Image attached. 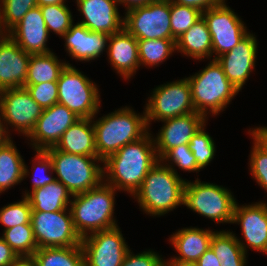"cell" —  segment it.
Listing matches in <instances>:
<instances>
[{"label": "cell", "mask_w": 267, "mask_h": 266, "mask_svg": "<svg viewBox=\"0 0 267 266\" xmlns=\"http://www.w3.org/2000/svg\"><path fill=\"white\" fill-rule=\"evenodd\" d=\"M128 143L103 161L104 182L131 197L141 187L149 170L160 161L153 135Z\"/></svg>", "instance_id": "cell-1"}, {"label": "cell", "mask_w": 267, "mask_h": 266, "mask_svg": "<svg viewBox=\"0 0 267 266\" xmlns=\"http://www.w3.org/2000/svg\"><path fill=\"white\" fill-rule=\"evenodd\" d=\"M142 114H137L133 108L125 106L107 115L104 114L96 121L94 116L92 123L97 157L104 161L123 146L144 137L150 130L145 108Z\"/></svg>", "instance_id": "cell-2"}, {"label": "cell", "mask_w": 267, "mask_h": 266, "mask_svg": "<svg viewBox=\"0 0 267 266\" xmlns=\"http://www.w3.org/2000/svg\"><path fill=\"white\" fill-rule=\"evenodd\" d=\"M185 182L186 179L158 161L149 170L133 198L146 214L160 217L183 205Z\"/></svg>", "instance_id": "cell-3"}, {"label": "cell", "mask_w": 267, "mask_h": 266, "mask_svg": "<svg viewBox=\"0 0 267 266\" xmlns=\"http://www.w3.org/2000/svg\"><path fill=\"white\" fill-rule=\"evenodd\" d=\"M116 189L104 181L96 188L73 195L69 209L80 237L118 226L114 217Z\"/></svg>", "instance_id": "cell-4"}, {"label": "cell", "mask_w": 267, "mask_h": 266, "mask_svg": "<svg viewBox=\"0 0 267 266\" xmlns=\"http://www.w3.org/2000/svg\"><path fill=\"white\" fill-rule=\"evenodd\" d=\"M191 88L193 106L197 113L218 115L239 93L228 80L216 59H210L205 68L187 77Z\"/></svg>", "instance_id": "cell-5"}, {"label": "cell", "mask_w": 267, "mask_h": 266, "mask_svg": "<svg viewBox=\"0 0 267 266\" xmlns=\"http://www.w3.org/2000/svg\"><path fill=\"white\" fill-rule=\"evenodd\" d=\"M45 151L53 161L56 180L65 185L72 196L96 188L104 181L103 161L97 156L71 154L55 147Z\"/></svg>", "instance_id": "cell-6"}, {"label": "cell", "mask_w": 267, "mask_h": 266, "mask_svg": "<svg viewBox=\"0 0 267 266\" xmlns=\"http://www.w3.org/2000/svg\"><path fill=\"white\" fill-rule=\"evenodd\" d=\"M236 199L227 188L198 178L185 182L183 205L217 224H232Z\"/></svg>", "instance_id": "cell-7"}, {"label": "cell", "mask_w": 267, "mask_h": 266, "mask_svg": "<svg viewBox=\"0 0 267 266\" xmlns=\"http://www.w3.org/2000/svg\"><path fill=\"white\" fill-rule=\"evenodd\" d=\"M58 102L79 118H93L101 108L97 84L74 66L67 65L57 81Z\"/></svg>", "instance_id": "cell-8"}, {"label": "cell", "mask_w": 267, "mask_h": 266, "mask_svg": "<svg viewBox=\"0 0 267 266\" xmlns=\"http://www.w3.org/2000/svg\"><path fill=\"white\" fill-rule=\"evenodd\" d=\"M151 94L144 107L148 128L152 121L159 122L196 112L187 78L159 85Z\"/></svg>", "instance_id": "cell-9"}, {"label": "cell", "mask_w": 267, "mask_h": 266, "mask_svg": "<svg viewBox=\"0 0 267 266\" xmlns=\"http://www.w3.org/2000/svg\"><path fill=\"white\" fill-rule=\"evenodd\" d=\"M31 225L37 248L70 247L81 245L70 209L41 212L31 211Z\"/></svg>", "instance_id": "cell-10"}, {"label": "cell", "mask_w": 267, "mask_h": 266, "mask_svg": "<svg viewBox=\"0 0 267 266\" xmlns=\"http://www.w3.org/2000/svg\"><path fill=\"white\" fill-rule=\"evenodd\" d=\"M123 18V28L136 39H174L167 0H156L128 10Z\"/></svg>", "instance_id": "cell-11"}, {"label": "cell", "mask_w": 267, "mask_h": 266, "mask_svg": "<svg viewBox=\"0 0 267 266\" xmlns=\"http://www.w3.org/2000/svg\"><path fill=\"white\" fill-rule=\"evenodd\" d=\"M0 110L7 134L10 136L11 126L25 137L32 132L43 112L24 87L0 91Z\"/></svg>", "instance_id": "cell-12"}, {"label": "cell", "mask_w": 267, "mask_h": 266, "mask_svg": "<svg viewBox=\"0 0 267 266\" xmlns=\"http://www.w3.org/2000/svg\"><path fill=\"white\" fill-rule=\"evenodd\" d=\"M223 0L219 5L202 12L212 38L216 59L233 49L248 33L244 22Z\"/></svg>", "instance_id": "cell-13"}, {"label": "cell", "mask_w": 267, "mask_h": 266, "mask_svg": "<svg viewBox=\"0 0 267 266\" xmlns=\"http://www.w3.org/2000/svg\"><path fill=\"white\" fill-rule=\"evenodd\" d=\"M85 266H121L130 247L119 226L82 237Z\"/></svg>", "instance_id": "cell-14"}, {"label": "cell", "mask_w": 267, "mask_h": 266, "mask_svg": "<svg viewBox=\"0 0 267 266\" xmlns=\"http://www.w3.org/2000/svg\"><path fill=\"white\" fill-rule=\"evenodd\" d=\"M232 223L240 224L245 243L238 237L237 240L246 254L251 248L267 255V203L259 201L242 206L236 203Z\"/></svg>", "instance_id": "cell-15"}, {"label": "cell", "mask_w": 267, "mask_h": 266, "mask_svg": "<svg viewBox=\"0 0 267 266\" xmlns=\"http://www.w3.org/2000/svg\"><path fill=\"white\" fill-rule=\"evenodd\" d=\"M80 118L66 106L59 103L43 109L32 132L27 137L34 151L46 150L61 139L62 134Z\"/></svg>", "instance_id": "cell-16"}, {"label": "cell", "mask_w": 267, "mask_h": 266, "mask_svg": "<svg viewBox=\"0 0 267 266\" xmlns=\"http://www.w3.org/2000/svg\"><path fill=\"white\" fill-rule=\"evenodd\" d=\"M254 35L249 32L233 49L216 58L238 91L242 90L256 66L258 43Z\"/></svg>", "instance_id": "cell-17"}, {"label": "cell", "mask_w": 267, "mask_h": 266, "mask_svg": "<svg viewBox=\"0 0 267 266\" xmlns=\"http://www.w3.org/2000/svg\"><path fill=\"white\" fill-rule=\"evenodd\" d=\"M206 121L207 118L197 112L161 121L164 124L156 137H153L158 158L171 148L189 145L192 136Z\"/></svg>", "instance_id": "cell-18"}, {"label": "cell", "mask_w": 267, "mask_h": 266, "mask_svg": "<svg viewBox=\"0 0 267 266\" xmlns=\"http://www.w3.org/2000/svg\"><path fill=\"white\" fill-rule=\"evenodd\" d=\"M30 57L8 34H0V91L25 85Z\"/></svg>", "instance_id": "cell-19"}, {"label": "cell", "mask_w": 267, "mask_h": 266, "mask_svg": "<svg viewBox=\"0 0 267 266\" xmlns=\"http://www.w3.org/2000/svg\"><path fill=\"white\" fill-rule=\"evenodd\" d=\"M76 3L82 15L78 23L89 30L111 35L123 29L124 18L118 11L117 0H76Z\"/></svg>", "instance_id": "cell-20"}, {"label": "cell", "mask_w": 267, "mask_h": 266, "mask_svg": "<svg viewBox=\"0 0 267 266\" xmlns=\"http://www.w3.org/2000/svg\"><path fill=\"white\" fill-rule=\"evenodd\" d=\"M7 34L30 55L51 52L47 46L50 34L39 6L30 9Z\"/></svg>", "instance_id": "cell-21"}, {"label": "cell", "mask_w": 267, "mask_h": 266, "mask_svg": "<svg viewBox=\"0 0 267 266\" xmlns=\"http://www.w3.org/2000/svg\"><path fill=\"white\" fill-rule=\"evenodd\" d=\"M110 35L91 31L80 23L72 24L71 28L62 36L65 41L67 54L78 61L89 62L107 52Z\"/></svg>", "instance_id": "cell-22"}, {"label": "cell", "mask_w": 267, "mask_h": 266, "mask_svg": "<svg viewBox=\"0 0 267 266\" xmlns=\"http://www.w3.org/2000/svg\"><path fill=\"white\" fill-rule=\"evenodd\" d=\"M107 56L110 65L125 81L132 78L140 68L138 41L124 28L110 35Z\"/></svg>", "instance_id": "cell-23"}, {"label": "cell", "mask_w": 267, "mask_h": 266, "mask_svg": "<svg viewBox=\"0 0 267 266\" xmlns=\"http://www.w3.org/2000/svg\"><path fill=\"white\" fill-rule=\"evenodd\" d=\"M215 231L198 227H186L179 229L171 237L169 242L178 252L164 262L196 263L200 256L210 247V241Z\"/></svg>", "instance_id": "cell-24"}, {"label": "cell", "mask_w": 267, "mask_h": 266, "mask_svg": "<svg viewBox=\"0 0 267 266\" xmlns=\"http://www.w3.org/2000/svg\"><path fill=\"white\" fill-rule=\"evenodd\" d=\"M55 148L76 155L97 156L92 118H80L71 125Z\"/></svg>", "instance_id": "cell-25"}, {"label": "cell", "mask_w": 267, "mask_h": 266, "mask_svg": "<svg viewBox=\"0 0 267 266\" xmlns=\"http://www.w3.org/2000/svg\"><path fill=\"white\" fill-rule=\"evenodd\" d=\"M32 211L55 212L69 208L72 194L60 181L55 180L32 191H23Z\"/></svg>", "instance_id": "cell-26"}, {"label": "cell", "mask_w": 267, "mask_h": 266, "mask_svg": "<svg viewBox=\"0 0 267 266\" xmlns=\"http://www.w3.org/2000/svg\"><path fill=\"white\" fill-rule=\"evenodd\" d=\"M176 51L194 60L212 58V38L203 17L176 40Z\"/></svg>", "instance_id": "cell-27"}, {"label": "cell", "mask_w": 267, "mask_h": 266, "mask_svg": "<svg viewBox=\"0 0 267 266\" xmlns=\"http://www.w3.org/2000/svg\"><path fill=\"white\" fill-rule=\"evenodd\" d=\"M26 165L12 138L0 145V194L30 175Z\"/></svg>", "instance_id": "cell-28"}, {"label": "cell", "mask_w": 267, "mask_h": 266, "mask_svg": "<svg viewBox=\"0 0 267 266\" xmlns=\"http://www.w3.org/2000/svg\"><path fill=\"white\" fill-rule=\"evenodd\" d=\"M54 52L31 55L25 85L57 82L64 68L72 64L58 59ZM62 61V62H61Z\"/></svg>", "instance_id": "cell-29"}, {"label": "cell", "mask_w": 267, "mask_h": 266, "mask_svg": "<svg viewBox=\"0 0 267 266\" xmlns=\"http://www.w3.org/2000/svg\"><path fill=\"white\" fill-rule=\"evenodd\" d=\"M31 258L35 266H85L81 245L38 248Z\"/></svg>", "instance_id": "cell-30"}, {"label": "cell", "mask_w": 267, "mask_h": 266, "mask_svg": "<svg viewBox=\"0 0 267 266\" xmlns=\"http://www.w3.org/2000/svg\"><path fill=\"white\" fill-rule=\"evenodd\" d=\"M140 66L155 67L176 52L175 39H137Z\"/></svg>", "instance_id": "cell-31"}, {"label": "cell", "mask_w": 267, "mask_h": 266, "mask_svg": "<svg viewBox=\"0 0 267 266\" xmlns=\"http://www.w3.org/2000/svg\"><path fill=\"white\" fill-rule=\"evenodd\" d=\"M19 258H31L38 249L31 224H22L3 230L0 236Z\"/></svg>", "instance_id": "cell-32"}, {"label": "cell", "mask_w": 267, "mask_h": 266, "mask_svg": "<svg viewBox=\"0 0 267 266\" xmlns=\"http://www.w3.org/2000/svg\"><path fill=\"white\" fill-rule=\"evenodd\" d=\"M210 248L221 263L223 261L247 260V254L233 231H215L210 241Z\"/></svg>", "instance_id": "cell-33"}, {"label": "cell", "mask_w": 267, "mask_h": 266, "mask_svg": "<svg viewBox=\"0 0 267 266\" xmlns=\"http://www.w3.org/2000/svg\"><path fill=\"white\" fill-rule=\"evenodd\" d=\"M35 6L36 0H0V33L7 34Z\"/></svg>", "instance_id": "cell-34"}, {"label": "cell", "mask_w": 267, "mask_h": 266, "mask_svg": "<svg viewBox=\"0 0 267 266\" xmlns=\"http://www.w3.org/2000/svg\"><path fill=\"white\" fill-rule=\"evenodd\" d=\"M48 32L62 37L70 28L73 16L66 4L45 5L40 7Z\"/></svg>", "instance_id": "cell-35"}, {"label": "cell", "mask_w": 267, "mask_h": 266, "mask_svg": "<svg viewBox=\"0 0 267 266\" xmlns=\"http://www.w3.org/2000/svg\"><path fill=\"white\" fill-rule=\"evenodd\" d=\"M170 16L172 36L177 40L202 17V12L194 7L170 2Z\"/></svg>", "instance_id": "cell-36"}, {"label": "cell", "mask_w": 267, "mask_h": 266, "mask_svg": "<svg viewBox=\"0 0 267 266\" xmlns=\"http://www.w3.org/2000/svg\"><path fill=\"white\" fill-rule=\"evenodd\" d=\"M204 124L198 132H196L189 143L190 150L196 159L197 167L201 170L208 166L214 159L216 145L213 138L205 130Z\"/></svg>", "instance_id": "cell-37"}, {"label": "cell", "mask_w": 267, "mask_h": 266, "mask_svg": "<svg viewBox=\"0 0 267 266\" xmlns=\"http://www.w3.org/2000/svg\"><path fill=\"white\" fill-rule=\"evenodd\" d=\"M22 200L4 205L0 208V223L4 225V230L22 224H31V211L29 200L22 196Z\"/></svg>", "instance_id": "cell-38"}, {"label": "cell", "mask_w": 267, "mask_h": 266, "mask_svg": "<svg viewBox=\"0 0 267 266\" xmlns=\"http://www.w3.org/2000/svg\"><path fill=\"white\" fill-rule=\"evenodd\" d=\"M160 161L164 165L170 167L176 174H178V172L174 165L184 172H200V169L197 167L196 159L193 156L189 145L182 144L175 148L169 149L160 158Z\"/></svg>", "instance_id": "cell-39"}, {"label": "cell", "mask_w": 267, "mask_h": 266, "mask_svg": "<svg viewBox=\"0 0 267 266\" xmlns=\"http://www.w3.org/2000/svg\"><path fill=\"white\" fill-rule=\"evenodd\" d=\"M35 158L32 160V190L43 187L56 180L54 175L52 176L53 161L49 154L45 150H36ZM49 173V174H47Z\"/></svg>", "instance_id": "cell-40"}, {"label": "cell", "mask_w": 267, "mask_h": 266, "mask_svg": "<svg viewBox=\"0 0 267 266\" xmlns=\"http://www.w3.org/2000/svg\"><path fill=\"white\" fill-rule=\"evenodd\" d=\"M24 88L30 93L42 109L50 108L58 102V86L57 82H45L35 85H24Z\"/></svg>", "instance_id": "cell-41"}, {"label": "cell", "mask_w": 267, "mask_h": 266, "mask_svg": "<svg viewBox=\"0 0 267 266\" xmlns=\"http://www.w3.org/2000/svg\"><path fill=\"white\" fill-rule=\"evenodd\" d=\"M250 153L249 171L260 188L267 192V155L254 142Z\"/></svg>", "instance_id": "cell-42"}, {"label": "cell", "mask_w": 267, "mask_h": 266, "mask_svg": "<svg viewBox=\"0 0 267 266\" xmlns=\"http://www.w3.org/2000/svg\"><path fill=\"white\" fill-rule=\"evenodd\" d=\"M163 259L157 252L151 249L133 254L129 249L121 266H164Z\"/></svg>", "instance_id": "cell-43"}, {"label": "cell", "mask_w": 267, "mask_h": 266, "mask_svg": "<svg viewBox=\"0 0 267 266\" xmlns=\"http://www.w3.org/2000/svg\"><path fill=\"white\" fill-rule=\"evenodd\" d=\"M199 9L201 12L219 5L223 0H167Z\"/></svg>", "instance_id": "cell-44"}, {"label": "cell", "mask_w": 267, "mask_h": 266, "mask_svg": "<svg viewBox=\"0 0 267 266\" xmlns=\"http://www.w3.org/2000/svg\"><path fill=\"white\" fill-rule=\"evenodd\" d=\"M248 134L253 138V142L267 155V127L250 128Z\"/></svg>", "instance_id": "cell-45"}, {"label": "cell", "mask_w": 267, "mask_h": 266, "mask_svg": "<svg viewBox=\"0 0 267 266\" xmlns=\"http://www.w3.org/2000/svg\"><path fill=\"white\" fill-rule=\"evenodd\" d=\"M18 258L12 248L0 237V266H8Z\"/></svg>", "instance_id": "cell-46"}, {"label": "cell", "mask_w": 267, "mask_h": 266, "mask_svg": "<svg viewBox=\"0 0 267 266\" xmlns=\"http://www.w3.org/2000/svg\"><path fill=\"white\" fill-rule=\"evenodd\" d=\"M197 266H221V262L209 247L197 260Z\"/></svg>", "instance_id": "cell-47"}, {"label": "cell", "mask_w": 267, "mask_h": 266, "mask_svg": "<svg viewBox=\"0 0 267 266\" xmlns=\"http://www.w3.org/2000/svg\"><path fill=\"white\" fill-rule=\"evenodd\" d=\"M118 4H121L125 7V11L131 10L136 7H141L143 5H147L148 3L154 2L156 0H117Z\"/></svg>", "instance_id": "cell-48"}, {"label": "cell", "mask_w": 267, "mask_h": 266, "mask_svg": "<svg viewBox=\"0 0 267 266\" xmlns=\"http://www.w3.org/2000/svg\"><path fill=\"white\" fill-rule=\"evenodd\" d=\"M11 136H9L6 132V129L4 127V122L2 120L1 110H0V145H3L6 143Z\"/></svg>", "instance_id": "cell-49"}, {"label": "cell", "mask_w": 267, "mask_h": 266, "mask_svg": "<svg viewBox=\"0 0 267 266\" xmlns=\"http://www.w3.org/2000/svg\"><path fill=\"white\" fill-rule=\"evenodd\" d=\"M8 266H35L32 258H18L14 263Z\"/></svg>", "instance_id": "cell-50"}, {"label": "cell", "mask_w": 267, "mask_h": 266, "mask_svg": "<svg viewBox=\"0 0 267 266\" xmlns=\"http://www.w3.org/2000/svg\"><path fill=\"white\" fill-rule=\"evenodd\" d=\"M66 0H36V4L39 7L45 5H56V4H66Z\"/></svg>", "instance_id": "cell-51"}, {"label": "cell", "mask_w": 267, "mask_h": 266, "mask_svg": "<svg viewBox=\"0 0 267 266\" xmlns=\"http://www.w3.org/2000/svg\"><path fill=\"white\" fill-rule=\"evenodd\" d=\"M247 260L223 261L221 266H246Z\"/></svg>", "instance_id": "cell-52"}, {"label": "cell", "mask_w": 267, "mask_h": 266, "mask_svg": "<svg viewBox=\"0 0 267 266\" xmlns=\"http://www.w3.org/2000/svg\"><path fill=\"white\" fill-rule=\"evenodd\" d=\"M164 266H197L196 263L164 262Z\"/></svg>", "instance_id": "cell-53"}]
</instances>
